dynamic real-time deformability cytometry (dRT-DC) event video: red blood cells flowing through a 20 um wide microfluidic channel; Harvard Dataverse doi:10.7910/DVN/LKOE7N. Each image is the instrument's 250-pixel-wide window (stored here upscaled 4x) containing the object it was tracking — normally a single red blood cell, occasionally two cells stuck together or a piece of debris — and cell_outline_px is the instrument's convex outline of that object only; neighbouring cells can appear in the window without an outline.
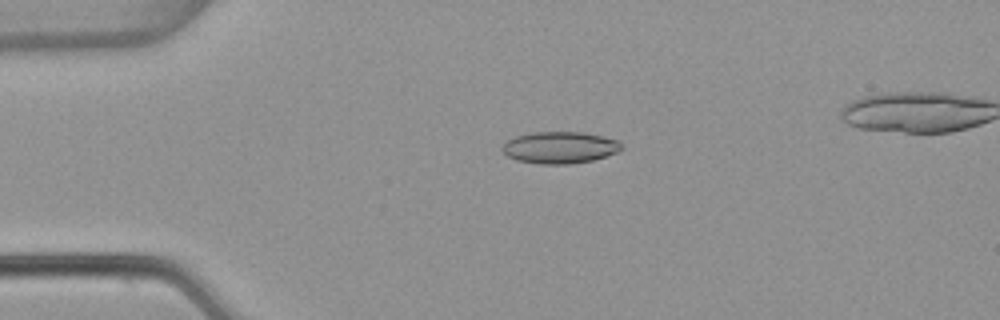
{"species": "common noctule bat (a hibernating species)", "species_latin": "Nyctalus noctula", "temperature_condition": "warm", "stored_images_in_passage": 5, "camera_frame_rate_fps": 3000, "um_per_image_px": 0.085, "animal": {"sex": "female", "body_mass_g": 22.7, "forearm_length_mm": 54.2}, "frame": {"image": 1, "passage_image": 3, "time_ms": 0.667, "image_size_px": [1000, 320], "cell_outline_px": [[624, 148], [616, 152], [592, 160], [568, 164], [540, 164], [516, 160], [508, 156], [500, 148], [508, 140], [516, 136], [532, 132], [584, 132], [604, 136], [620, 140]], "centroid_in_image_um": [47.6, 12.53], "position_along_channel_um": 37.4, "area_um2": 22.14}}